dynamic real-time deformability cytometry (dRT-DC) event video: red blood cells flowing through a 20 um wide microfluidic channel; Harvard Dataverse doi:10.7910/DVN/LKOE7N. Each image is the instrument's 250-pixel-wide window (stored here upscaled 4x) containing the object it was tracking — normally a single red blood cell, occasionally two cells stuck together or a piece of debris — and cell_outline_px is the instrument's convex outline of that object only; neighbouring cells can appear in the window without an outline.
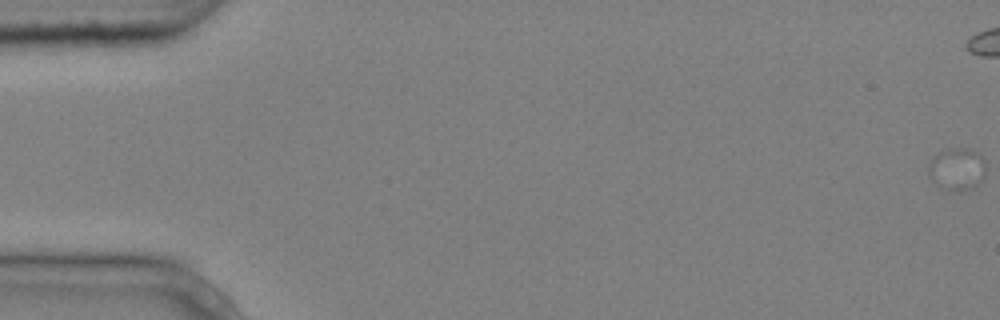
{"species": "common noctule bat (a hibernating species)", "species_latin": "Nyctalus noctula", "temperature_condition": "cold", "stored_images_in_passage": 14, "camera_frame_rate_fps": 3000, "um_per_image_px": 0.085, "animal": {"sex": "male", "body_mass_g": 20.4}, "frame": {"image": 1, "passage_image": 1, "time_ms": 0.0, "image_size_px": [1000, 320], "cell_outline_px": [[984, 176], [976, 184], [968, 188], [948, 188], [932, 180], [928, 172], [928, 168], [932, 160], [940, 152], [952, 148], [968, 148], [976, 152], [984, 160]], "centroid_in_image_um": [81.35, 14.3], "position_along_channel_um": 3.6, "area_um2": 13.12}}
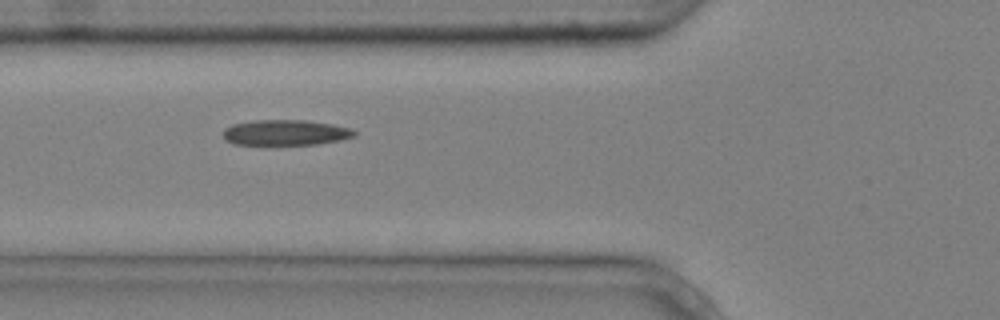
{"frame": {"image": 2, "passage_image": 7, "time_ms": 2.0, "image_size_px": [1000, 320], "cell_outline_px": [[356, 136], [340, 140], [316, 144], [232, 144], [224, 140], [224, 128], [232, 124], [256, 120], [304, 120], [332, 124], [352, 128], [356, 132]], "centroid_in_image_um": [24.27, 11.26], "position_along_channel_um": 101.5, "area_um2": 19.48}}
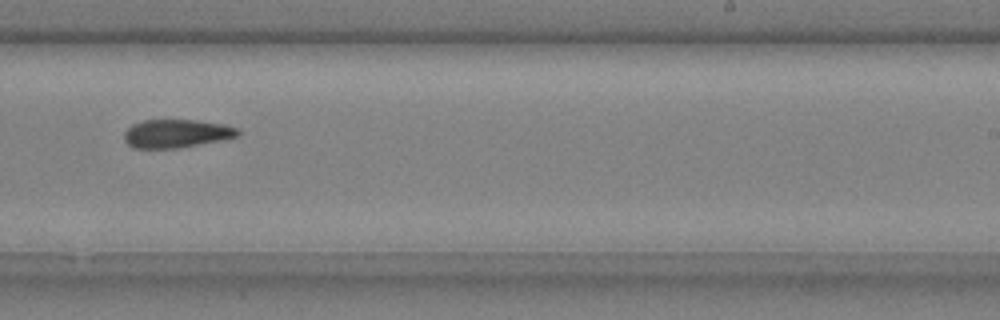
{"frame": {"image": 3, "passage_image": 11, "time_ms": 3.333, "image_size_px": [1000, 320], "cell_outline_px": [[240, 136], [224, 140], [180, 148], [132, 148], [124, 140], [124, 132], [132, 124], [144, 120], [196, 120], [224, 124], [240, 128]], "centroid_in_image_um": [15.04, 11.35], "position_along_channel_um": 274.0, "area_um2": 19.07}}